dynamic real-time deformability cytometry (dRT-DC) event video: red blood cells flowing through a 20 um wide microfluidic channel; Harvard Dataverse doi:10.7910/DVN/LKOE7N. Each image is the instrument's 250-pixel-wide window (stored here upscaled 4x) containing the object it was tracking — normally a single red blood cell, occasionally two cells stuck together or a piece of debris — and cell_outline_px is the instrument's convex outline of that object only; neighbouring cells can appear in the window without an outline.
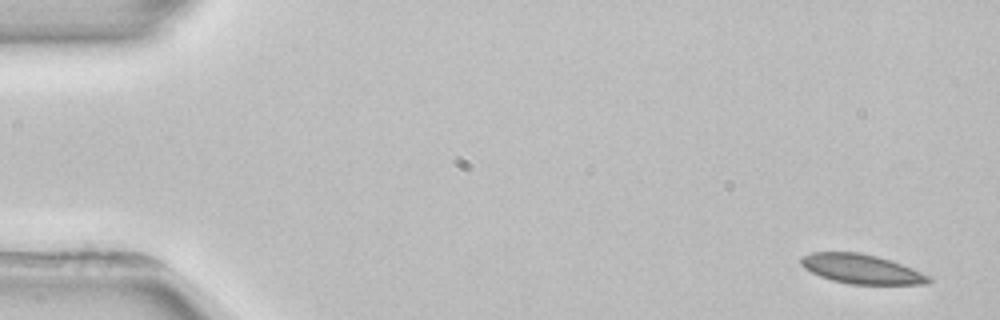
{"species": "common noctule bat (a hibernating species)", "species_latin": "Nyctalus noctula", "temperature_condition": "room temperature", "stored_images_in_passage": 3, "camera_frame_rate_fps": 3000, "um_per_image_px": 0.085, "animal": {"sex": "female", "body_mass_g": 22.7, "forearm_length_mm": 54.2}, "frame": {"image": 1, "passage_image": 1, "time_ms": 0.0, "image_size_px": [1000, 320], "cell_outline_px": [[932, 280], [928, 284], [852, 284], [832, 280], [820, 276], [804, 268], [800, 264], [800, 256], [812, 252], [860, 252], [876, 256], [912, 268], [928, 276]], "centroid_in_image_um": [73.17, 22.86], "position_along_channel_um": 11.8, "area_um2": 21.68}}